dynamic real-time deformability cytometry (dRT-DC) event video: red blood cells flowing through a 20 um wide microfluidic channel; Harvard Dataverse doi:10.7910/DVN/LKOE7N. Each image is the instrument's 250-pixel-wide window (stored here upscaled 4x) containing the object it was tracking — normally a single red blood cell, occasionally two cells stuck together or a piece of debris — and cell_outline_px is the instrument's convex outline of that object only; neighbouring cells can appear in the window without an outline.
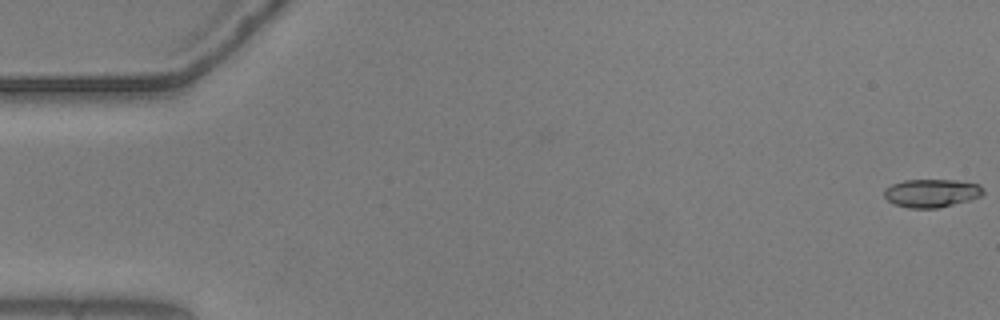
{"species": "common noctule bat (a hibernating species)", "species_latin": "Nyctalus noctula", "temperature_condition": "warm", "stored_images_in_passage": 25, "camera_frame_rate_fps": 3000, "um_per_image_px": 0.085, "animal": {"sex": "male", "body_mass_g": 20.5, "forearm_length_mm": 52.5}, "frame": {"image": 1, "passage_image": 1, "time_ms": 0.0, "image_size_px": [1000, 320], "cell_outline_px": [[984, 192], [980, 196], [968, 200], [940, 208], [908, 208], [892, 204], [884, 196], [884, 188], [892, 184], [904, 180], [956, 180], [980, 184], [984, 188]], "centroid_in_image_um": [79.17, 16.41], "position_along_channel_um": 5.8, "area_um2": 16.42}}
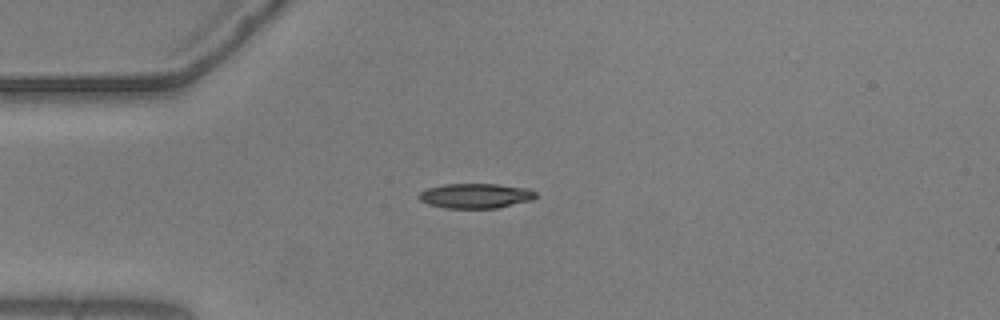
{"frame": {"image": 2, "passage_image": 15, "time_ms": 4.667, "image_size_px": [1000, 320], "cell_outline_px": [[536, 196], [532, 200], [496, 208], [444, 208], [428, 204], [420, 200], [416, 196], [420, 192], [428, 188], [444, 184], [496, 184], [528, 188], [536, 192]], "centroid_in_image_um": [40.4, 16.64], "position_along_channel_um": 44.6, "area_um2": 16.94}}
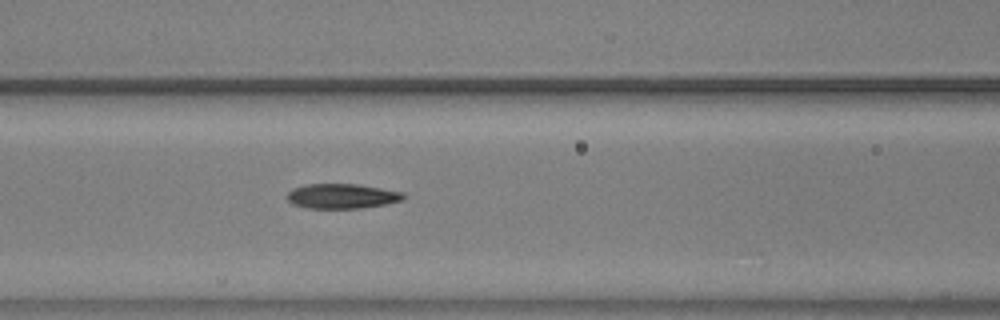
{"frame": {"image": 3, "passage_image": 24, "time_ms": 7.667, "image_size_px": [1000, 320], "cell_outline_px": [[404, 200], [384, 204], [360, 208], [308, 208], [292, 204], [288, 200], [288, 192], [292, 188], [308, 184], [356, 184], [404, 192]], "centroid_in_image_um": [29.06, 16.67], "position_along_channel_um": 137.5, "area_um2": 16.7}}